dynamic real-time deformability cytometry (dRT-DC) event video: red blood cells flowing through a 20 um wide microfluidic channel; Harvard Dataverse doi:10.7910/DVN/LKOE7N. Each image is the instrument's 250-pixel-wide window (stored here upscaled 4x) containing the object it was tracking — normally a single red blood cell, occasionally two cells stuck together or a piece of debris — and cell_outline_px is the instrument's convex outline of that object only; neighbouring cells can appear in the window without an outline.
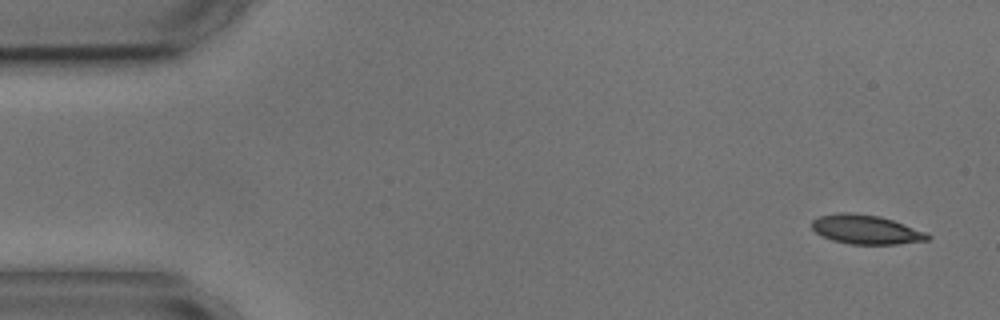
{"species": "common noctule bat (a hibernating species)", "species_latin": "Nyctalus noctula", "temperature_condition": "cold", "stored_images_in_passage": 4, "camera_frame_rate_fps": 3000, "um_per_image_px": 0.085, "animal": {"sex": "male", "body_mass_g": 17.9, "forearm_length_mm": 54.2}, "frame": {"image": 1, "passage_image": 1, "time_ms": 0.0, "image_size_px": [1000, 320], "cell_outline_px": [[932, 236], [928, 240], [896, 244], [852, 244], [832, 240], [816, 232], [812, 228], [812, 220], [820, 216], [836, 212], [852, 212], [880, 216], [928, 232]], "centroid_in_image_um": [73.63, 19.5], "position_along_channel_um": 11.4, "area_um2": 19.71}}